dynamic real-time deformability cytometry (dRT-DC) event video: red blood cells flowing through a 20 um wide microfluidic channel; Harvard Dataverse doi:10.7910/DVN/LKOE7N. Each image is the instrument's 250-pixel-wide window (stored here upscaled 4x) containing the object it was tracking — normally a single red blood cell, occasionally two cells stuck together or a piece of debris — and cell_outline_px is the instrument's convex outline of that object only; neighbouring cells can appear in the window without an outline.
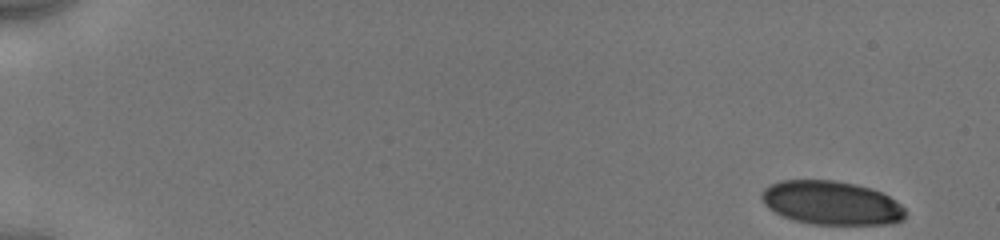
{"species": "human", "species_latin": "Homo sapiens", "temperature_condition": "cold", "stored_images_in_passage": 51, "camera_frame_rate_fps": 3000, "um_per_image_px": 0.085, "donor": {"sex": "male"}, "frame": {"image": 1, "passage_image": 1, "time_ms": 0.0, "image_size_px": [1000, 240], "cell_outline_px": [[904, 220], [892, 224], [812, 224], [792, 220], [768, 208], [764, 204], [760, 196], [760, 192], [764, 188], [780, 180], [836, 180], [856, 184], [872, 188], [896, 200], [904, 208]], "centroid_in_image_um": [70.65, 17.24], "position_along_channel_um": 14.3, "area_um2": 36.82}}
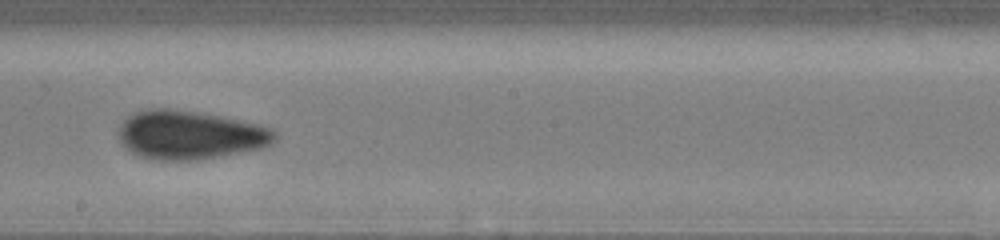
{"frame": {"image": 2, "passage_image": 30, "time_ms": 9.667, "image_size_px": [1000, 240], "cell_outline_px": [[276, 140], [272, 144], [260, 148], [196, 160], [160, 160], [140, 156], [132, 152], [120, 140], [116, 132], [120, 124], [132, 112], [148, 108], [168, 108], [196, 112], [220, 116], [260, 124], [272, 128], [276, 132]], "centroid_in_image_um": [16.13, 11.45], "position_along_channel_um": 232.1, "area_um2": 44.27}}
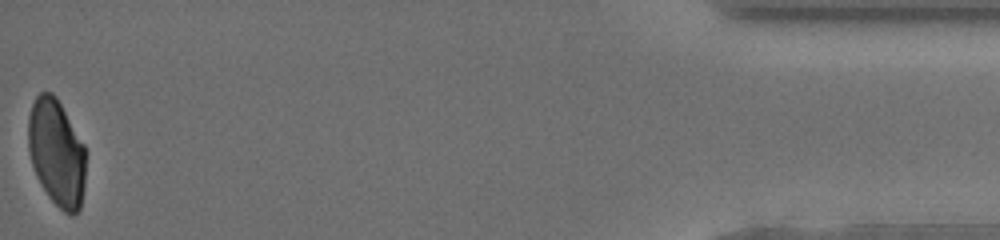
{"frame": {"image": 3, "passage_image": 51, "time_ms": 16.667, "image_size_px": [1000, 240], "cell_outline_px": [[84, 184], [80, 208], [72, 216], [68, 216], [48, 196], [40, 184], [36, 176], [32, 164], [28, 148], [28, 116], [32, 104], [36, 96], [40, 92], [52, 92], [56, 96], [84, 144]], "centroid_in_image_um": [4.79, 12.97], "position_along_channel_um": 430.4, "area_um2": 35.78}, "authors_computed_cell_mechanics": {"area_um2": 40.6334, "velocity_mm_per_s": 3.9582, "shape_relaxation_time_tau1_ms": 4.5568, "shape_relaxation_time_tau2_ms": 0.9926, "deformation_change_tau1": 0.1165, "deformation_change_tau2": 0.0582}}